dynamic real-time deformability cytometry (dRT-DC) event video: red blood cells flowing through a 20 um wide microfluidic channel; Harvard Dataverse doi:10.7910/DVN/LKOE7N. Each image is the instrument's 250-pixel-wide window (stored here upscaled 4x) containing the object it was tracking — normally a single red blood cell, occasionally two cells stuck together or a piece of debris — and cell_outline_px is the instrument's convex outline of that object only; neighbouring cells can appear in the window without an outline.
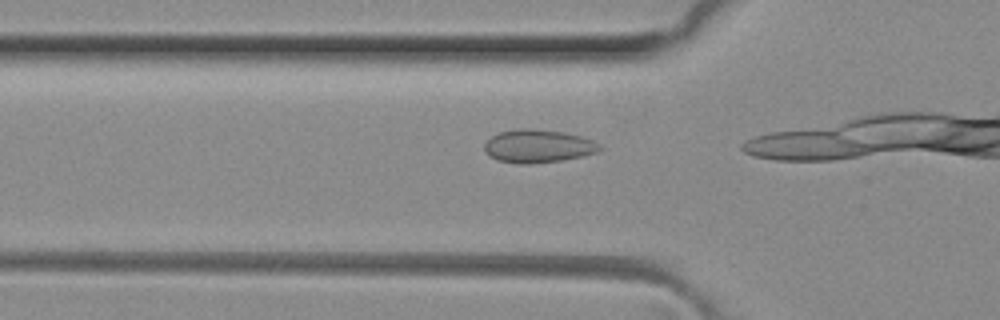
{"species": "common noctule bat (a hibernating species)", "species_latin": "Nyctalus noctula", "temperature_condition": "room temperature", "stored_images_in_passage": 5, "camera_frame_rate_fps": 3000, "um_per_image_px": 0.085, "animal": {"sex": "female", "body_mass_g": 29.2, "forearm_length_mm": 56.3}, "frame": {"image": 1, "passage_image": 3, "time_ms": 0.667, "image_size_px": [1000, 320], "cell_outline_px": [[604, 148], [596, 152], [580, 156], [560, 160], [528, 164], [520, 164], [496, 160], [484, 148], [484, 144], [492, 136], [500, 132], [520, 128], [528, 128], [564, 132], [580, 136], [592, 140], [600, 144]], "centroid_in_image_um": [45.75, 12.41], "position_along_channel_um": 80.1, "area_um2": 21.96}}